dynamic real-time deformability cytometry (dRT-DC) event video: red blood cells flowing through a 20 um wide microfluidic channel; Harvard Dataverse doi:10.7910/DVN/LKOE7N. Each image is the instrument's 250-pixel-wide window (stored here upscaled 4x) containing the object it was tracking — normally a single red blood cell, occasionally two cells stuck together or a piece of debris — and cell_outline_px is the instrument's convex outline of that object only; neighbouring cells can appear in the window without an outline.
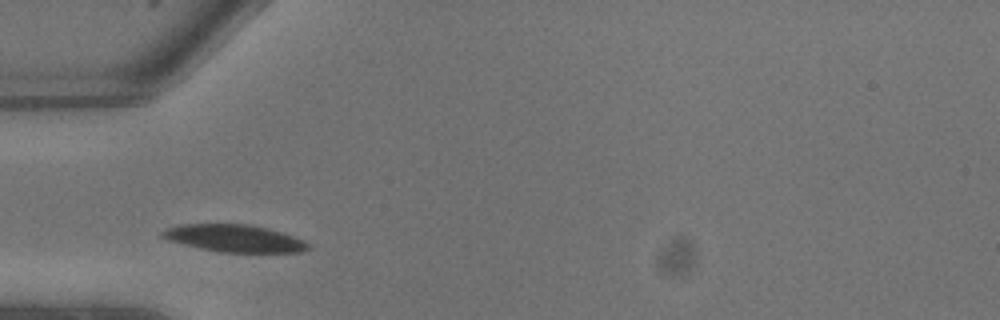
{"species": "common noctule bat (a hibernating species)", "species_latin": "Nyctalus noctula", "temperature_condition": "warm", "stored_images_in_passage": 2, "camera_frame_rate_fps": 3000, "um_per_image_px": 0.085, "animal": {"sex": "male", "body_mass_g": 13.3}, "frame": {"image": 1, "passage_image": 1, "time_ms": 0.0, "image_size_px": [1000, 320], "cell_outline_px": [[312, 248], [300, 252], [220, 252], [200, 248], [168, 240], [160, 236], [160, 232], [168, 228], [180, 224], [252, 224], [268, 228], [304, 240], [312, 244]], "centroid_in_image_um": [19.95, 20.25], "position_along_channel_um": 65.0, "area_um2": 23.24}}